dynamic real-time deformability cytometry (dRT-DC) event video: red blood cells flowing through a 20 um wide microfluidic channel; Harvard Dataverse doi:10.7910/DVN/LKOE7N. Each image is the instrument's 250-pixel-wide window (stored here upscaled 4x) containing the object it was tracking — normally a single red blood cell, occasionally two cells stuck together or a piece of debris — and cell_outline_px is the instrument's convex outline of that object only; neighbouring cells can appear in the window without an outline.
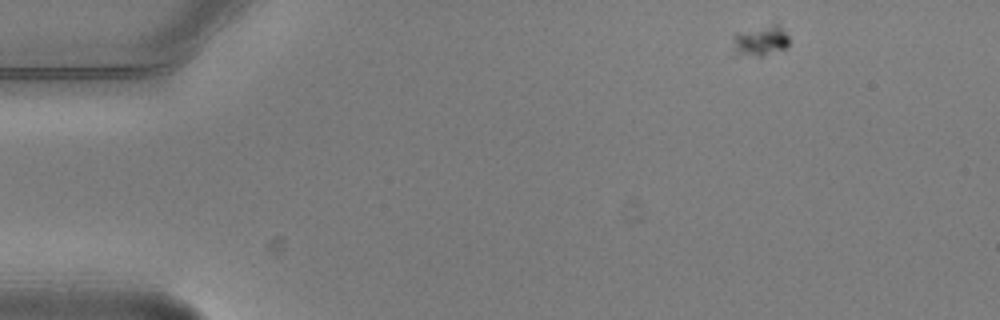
{"species": "common noctule bat (a hibernating species)", "species_latin": "Nyctalus noctula", "temperature_condition": "warm", "stored_images_in_passage": 4, "camera_frame_rate_fps": 3000, "um_per_image_px": 0.085, "animal": {"sex": "male", "body_mass_g": 20.5, "forearm_length_mm": 52.5}, "frame": {"image": 1, "passage_image": 1, "time_ms": 0.0, "image_size_px": [1000, 320], "cell_outline_px": [[788, 48], [760, 56], [732, 56], [732, 36], [736, 32], [776, 20], [788, 36]], "centroid_in_image_um": [64.58, 3.43], "position_along_channel_um": 20.4, "area_um2": 10.92}}